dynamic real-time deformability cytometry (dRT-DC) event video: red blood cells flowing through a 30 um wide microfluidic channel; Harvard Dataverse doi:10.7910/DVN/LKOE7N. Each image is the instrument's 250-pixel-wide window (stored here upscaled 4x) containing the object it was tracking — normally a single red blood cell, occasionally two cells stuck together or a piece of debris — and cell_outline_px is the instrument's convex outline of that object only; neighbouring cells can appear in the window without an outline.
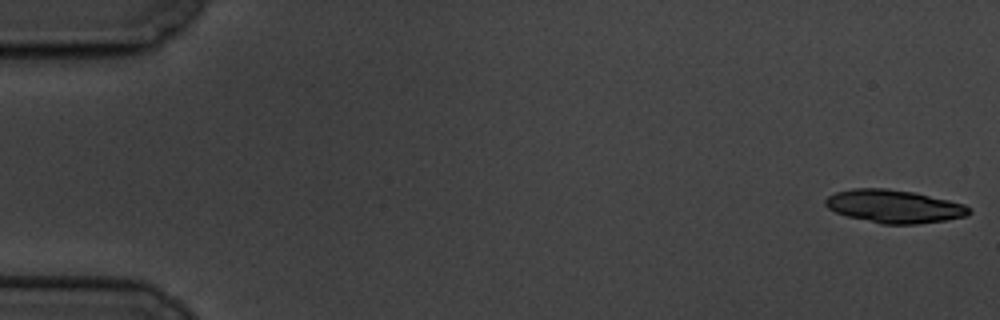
{"species": "common noctule bat (a hibernating species)", "species_latin": "Nyctalus noctula", "temperature_condition": "cold", "stored_images_in_passage": 4, "camera_frame_rate_fps": 3000, "um_per_image_px": 0.085, "animal": {"sex": "male", "body_mass_g": 19.5, "forearm_length_mm": 54.6}, "frame": {"image": 1, "passage_image": 1, "time_ms": 0.0, "image_size_px": [1000, 320], "cell_outline_px": [[972, 212], [968, 216], [944, 220], [916, 224], [880, 224], [848, 216], [836, 212], [828, 208], [824, 204], [824, 200], [828, 196], [836, 192], [852, 188], [888, 188], [916, 192], [964, 204], [972, 208]], "centroid_in_image_um": [76.02, 17.53], "position_along_channel_um": 9.0, "area_um2": 27.86}}